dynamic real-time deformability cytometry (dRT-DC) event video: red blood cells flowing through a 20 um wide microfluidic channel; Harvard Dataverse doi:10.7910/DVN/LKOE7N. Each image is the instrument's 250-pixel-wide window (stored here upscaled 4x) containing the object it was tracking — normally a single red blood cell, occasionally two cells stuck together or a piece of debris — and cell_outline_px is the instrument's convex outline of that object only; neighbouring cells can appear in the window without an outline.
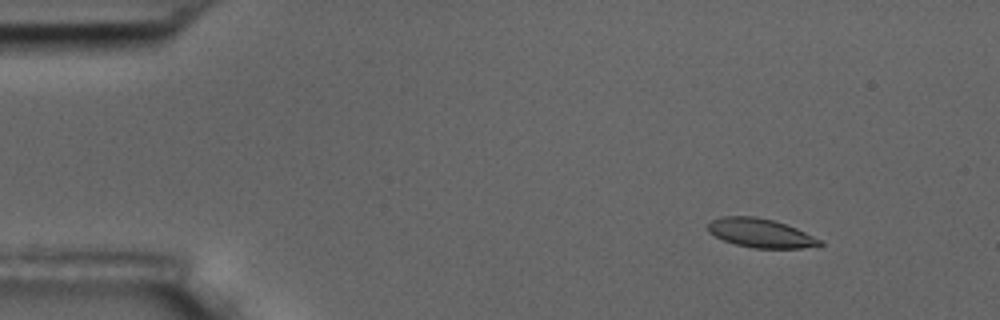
{"species": "common noctule bat (a hibernating species)", "species_latin": "Nyctalus noctula", "temperature_condition": "room temperature", "stored_images_in_passage": 7, "camera_frame_rate_fps": 3000, "um_per_image_px": 0.085, "animal": {"sex": "male", "body_mass_g": 17.5, "forearm_length_mm": 52.3}, "frame": {"image": 1, "passage_image": 3, "time_ms": 2.0, "image_size_px": [1000, 320], "cell_outline_px": [[824, 244], [800, 248], [752, 248], [736, 244], [724, 240], [708, 232], [708, 224], [712, 220], [724, 216], [756, 216], [772, 220], [796, 228], [824, 240]], "centroid_in_image_um": [64.67, 19.81], "position_along_channel_um": 20.3, "area_um2": 18.73}}
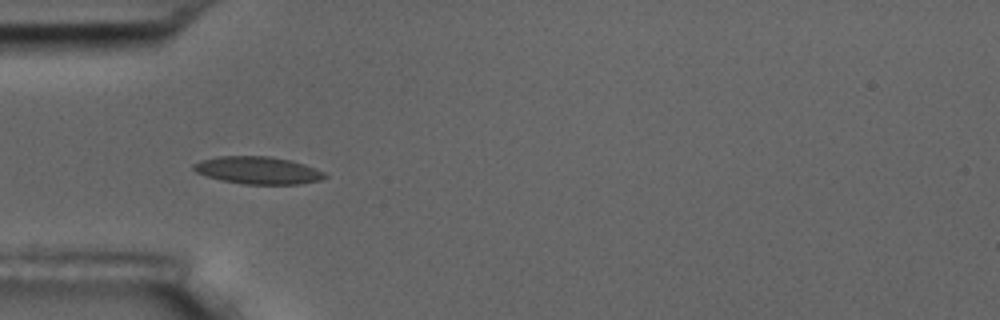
{"frame": {"image": 2, "passage_image": 6, "time_ms": 5.667, "image_size_px": [1000, 320], "cell_outline_px": [[328, 176], [320, 180], [300, 184], [244, 184], [220, 180], [196, 172], [192, 168], [192, 164], [200, 160], [216, 156], [268, 156], [292, 160], [304, 164], [324, 172]], "centroid_in_image_um": [21.9, 14.47], "position_along_channel_um": 63.1, "area_um2": 21.04}}